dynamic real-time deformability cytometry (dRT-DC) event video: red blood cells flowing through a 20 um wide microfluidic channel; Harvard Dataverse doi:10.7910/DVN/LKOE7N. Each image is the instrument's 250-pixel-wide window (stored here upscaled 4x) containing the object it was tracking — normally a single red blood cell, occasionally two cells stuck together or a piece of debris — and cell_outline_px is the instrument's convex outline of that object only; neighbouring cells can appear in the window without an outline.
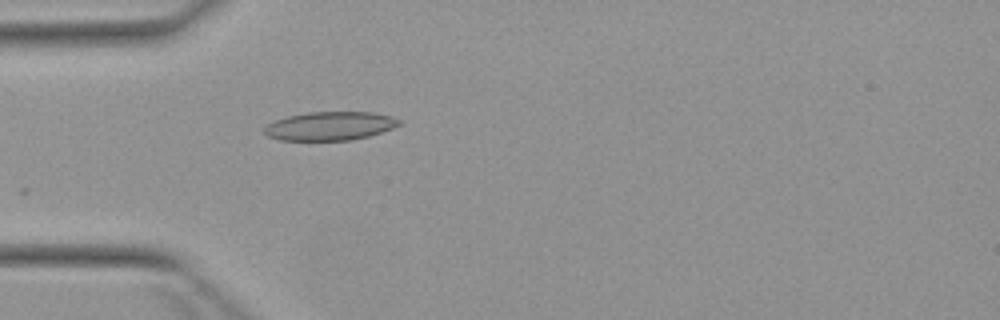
{"species": "Egyptian fruit bat (a non-hibernating species)", "species_latin": "Rousettus aegyptiacus", "temperature_condition": "warm", "stored_images_in_passage": 4, "camera_frame_rate_fps": 3000, "um_per_image_px": 0.085, "animal": {"sex": "female"}, "frame": {"image": 1, "passage_image": 4, "time_ms": 3.667, "image_size_px": [1000, 320], "cell_outline_px": [[400, 124], [392, 128], [368, 136], [352, 140], [280, 140], [268, 136], [264, 132], [264, 128], [268, 124], [276, 120], [288, 116], [308, 112], [376, 112], [392, 116], [400, 120]], "centroid_in_image_um": [28.06, 10.7], "position_along_channel_um": 56.9, "area_um2": 22.37}}